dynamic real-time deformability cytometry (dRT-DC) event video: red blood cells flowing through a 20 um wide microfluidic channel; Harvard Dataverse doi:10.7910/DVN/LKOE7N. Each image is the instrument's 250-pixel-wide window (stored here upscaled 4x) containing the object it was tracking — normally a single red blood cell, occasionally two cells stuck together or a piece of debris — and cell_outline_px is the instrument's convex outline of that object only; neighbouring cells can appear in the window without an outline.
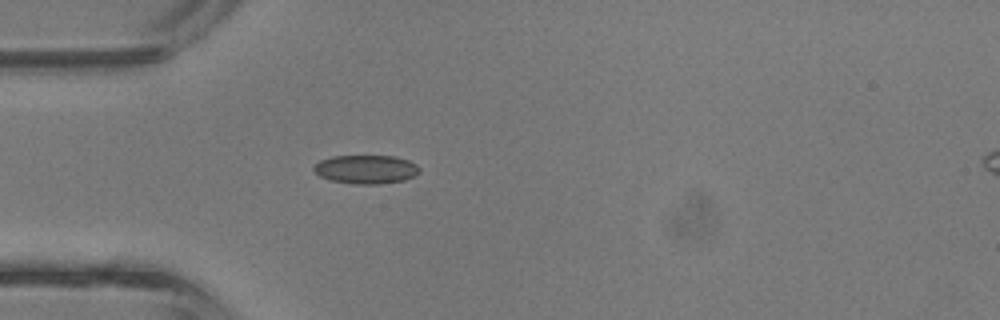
{"species": "common noctule bat (a hibernating species)", "species_latin": "Nyctalus noctula", "temperature_condition": "room temperature", "stored_images_in_passage": 3, "camera_frame_rate_fps": 3000, "um_per_image_px": 0.085, "animal": {"sex": "male", "body_mass_g": 13.3}, "frame": {"image": 1, "passage_image": 3, "time_ms": 0.667, "image_size_px": [1000, 320], "cell_outline_px": [[420, 172], [404, 180], [380, 184], [352, 184], [328, 180], [320, 176], [312, 168], [320, 160], [332, 156], [396, 156], [408, 160], [416, 164], [420, 168]], "centroid_in_image_um": [31.1, 14.39], "position_along_channel_um": 53.9, "area_um2": 17.74}}